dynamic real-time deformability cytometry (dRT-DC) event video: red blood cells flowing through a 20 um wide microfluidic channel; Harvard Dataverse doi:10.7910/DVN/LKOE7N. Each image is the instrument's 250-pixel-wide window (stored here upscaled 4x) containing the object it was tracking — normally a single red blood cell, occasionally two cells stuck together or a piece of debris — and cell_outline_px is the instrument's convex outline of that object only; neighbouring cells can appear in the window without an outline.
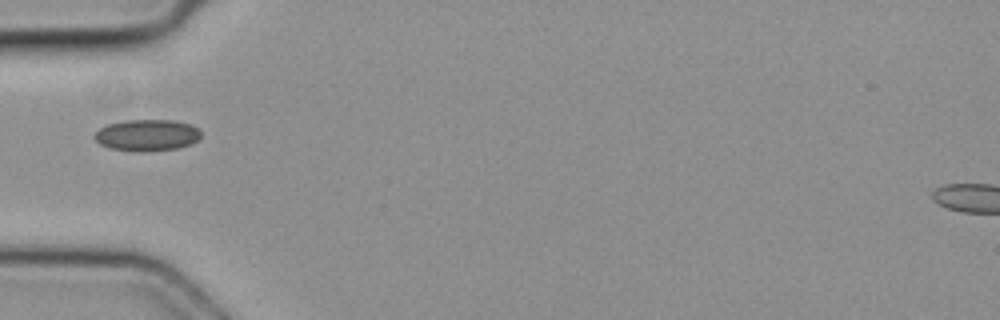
{"species": "common noctule bat (a hibernating species)", "species_latin": "Nyctalus noctula", "temperature_condition": "cold", "stored_images_in_passage": 3, "camera_frame_rate_fps": 3000, "um_per_image_px": 0.085, "animal": {"sex": "female", "body_mass_g": 19.3, "forearm_length_mm": 54.1}, "frame": {"image": 1, "passage_image": 2, "time_ms": 0.333, "image_size_px": [1000, 320], "cell_outline_px": [[200, 136], [196, 140], [188, 144], [176, 148], [148, 152], [144, 152], [112, 148], [100, 144], [92, 136], [100, 128], [108, 124], [124, 120], [176, 120], [192, 124], [200, 132]], "centroid_in_image_um": [12.48, 11.48], "position_along_channel_um": 72.5, "area_um2": 19.42}}
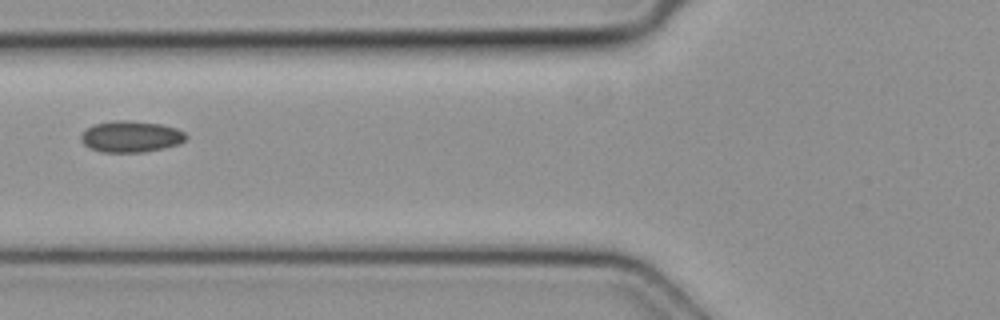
{"frame": {"image": 2, "passage_image": 3, "time_ms": 0.667, "image_size_px": [1000, 320], "cell_outline_px": [[188, 136], [184, 140], [176, 144], [164, 148], [144, 152], [100, 152], [88, 148], [80, 140], [80, 136], [88, 128], [96, 124], [116, 120], [128, 120], [160, 124], [176, 128], [184, 132]], "centroid_in_image_um": [11.11, 11.61], "position_along_channel_um": 114.7, "area_um2": 19.07}}